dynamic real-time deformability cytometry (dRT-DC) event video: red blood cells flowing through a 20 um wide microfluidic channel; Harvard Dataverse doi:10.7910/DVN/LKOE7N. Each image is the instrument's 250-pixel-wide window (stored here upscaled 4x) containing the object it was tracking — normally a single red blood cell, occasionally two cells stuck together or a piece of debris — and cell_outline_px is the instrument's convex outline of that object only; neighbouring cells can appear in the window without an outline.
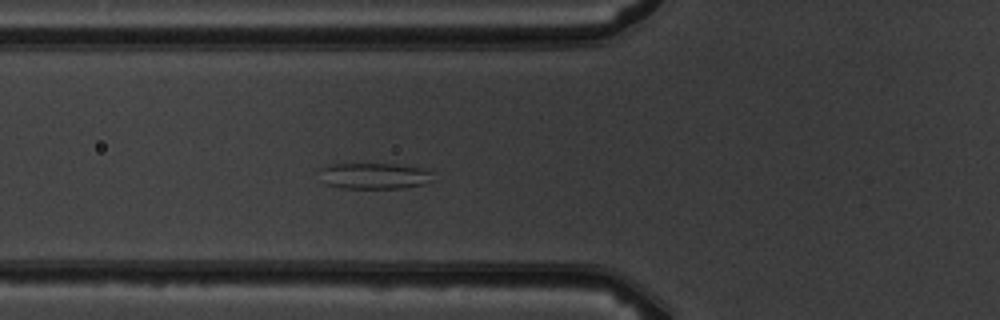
{"species": "common noctule bat (a hibernating species)", "species_latin": "Nyctalus noctula", "temperature_condition": "warm", "stored_images_in_passage": 4, "camera_frame_rate_fps": 3000, "um_per_image_px": 0.085, "animal": {"sex": "male", "body_mass_g": 19.5, "forearm_length_mm": 54.6}, "frame": {"image": 1, "passage_image": 4, "time_ms": 3.333, "image_size_px": [1000, 320], "cell_outline_px": [[432, 172], [424, 184], [404, 188], [340, 188], [324, 184], [320, 168], [332, 164], [396, 164], [428, 168]], "centroid_in_image_um": [31.8, 14.95], "position_along_channel_um": 94.0, "area_um2": 17.17}}